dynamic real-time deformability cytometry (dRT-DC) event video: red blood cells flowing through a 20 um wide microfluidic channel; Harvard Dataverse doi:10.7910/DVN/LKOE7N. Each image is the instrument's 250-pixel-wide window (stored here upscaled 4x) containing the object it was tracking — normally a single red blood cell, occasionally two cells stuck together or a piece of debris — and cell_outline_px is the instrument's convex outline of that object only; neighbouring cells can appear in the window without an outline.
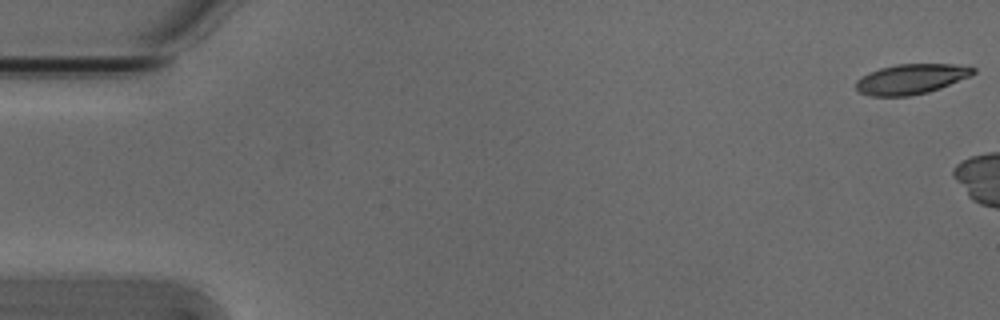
{"species": "Egyptian fruit bat (a non-hibernating species)", "species_latin": "Rousettus aegyptiacus", "temperature_condition": "cold", "stored_images_in_passage": 8, "camera_frame_rate_fps": 3000, "um_per_image_px": 0.085, "animal": {"sex": "male"}, "frame": {"image": 1, "passage_image": 1, "time_ms": 0.0, "image_size_px": [1000, 320], "cell_outline_px": [[976, 72], [968, 76], [940, 88], [928, 92], [908, 96], [872, 96], [860, 92], [856, 88], [856, 80], [868, 72], [880, 68], [896, 64], [952, 64], [976, 68]], "centroid_in_image_um": [77.41, 6.71], "position_along_channel_um": 7.6, "area_um2": 20.35}}